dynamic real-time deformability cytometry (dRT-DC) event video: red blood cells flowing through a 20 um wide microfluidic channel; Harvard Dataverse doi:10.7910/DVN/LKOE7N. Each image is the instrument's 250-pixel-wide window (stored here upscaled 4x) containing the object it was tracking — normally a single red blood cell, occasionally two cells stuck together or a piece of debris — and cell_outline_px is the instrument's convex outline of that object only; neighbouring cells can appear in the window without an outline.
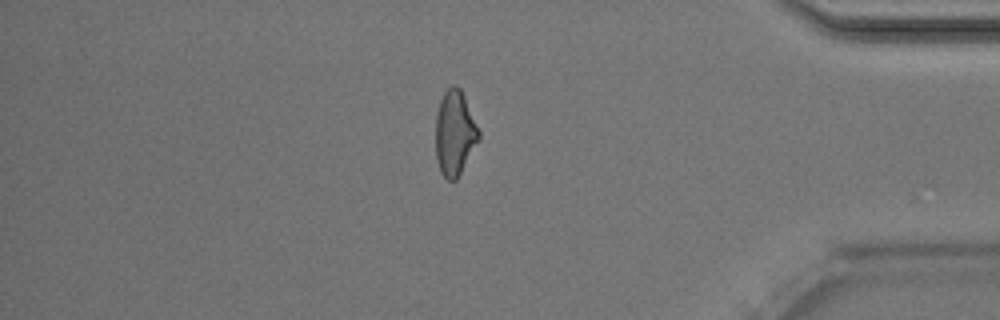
{"species": "Egyptian fruit bat (a non-hibernating species)", "species_latin": "Rousettus aegyptiacus", "temperature_condition": "room temperature", "stored_images_in_passage": 50, "camera_frame_rate_fps": 3000, "um_per_image_px": 0.085, "animal": {"sex": "male"}, "frame": {"image": 1, "passage_image": 43, "time_ms": 14.0, "image_size_px": [1000, 320], "cell_outline_px": [[480, 136], [456, 180], [448, 180], [440, 172], [436, 160], [436, 116], [440, 100], [444, 92], [452, 84], [456, 84], [460, 88], [464, 96], [480, 132]], "centroid_in_image_um": [38.63, 11.29], "position_along_channel_um": 396.6, "area_um2": 21.04}, "authors_computed_cell_mechanics": {"area_um2": 22.253, "velocity_mm_per_s": 4.0414, "shape_relaxation_time_tau1_ms": 4.9039, "shape_relaxation_time_tau2_ms": 2.0246, "deformation_change_tau1": 0.1489, "deformation_change_tau2": 0.1051}}